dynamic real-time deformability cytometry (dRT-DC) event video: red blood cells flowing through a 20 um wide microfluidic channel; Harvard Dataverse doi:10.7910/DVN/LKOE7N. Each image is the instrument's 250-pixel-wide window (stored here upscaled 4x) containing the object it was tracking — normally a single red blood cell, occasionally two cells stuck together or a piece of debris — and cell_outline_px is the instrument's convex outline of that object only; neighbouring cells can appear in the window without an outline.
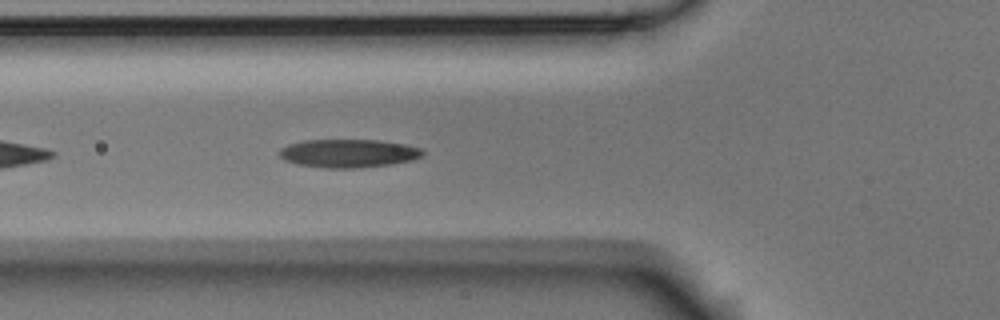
{"species": "Egyptian fruit bat (a non-hibernating species)", "species_latin": "Rousettus aegyptiacus", "temperature_condition": "room temperature", "stored_images_in_passage": 6, "camera_frame_rate_fps": 3000, "um_per_image_px": 0.085, "animal": {"sex": "male"}, "frame": {"image": 1, "passage_image": 6, "time_ms": 1.667, "image_size_px": [1000, 320], "cell_outline_px": [[424, 152], [420, 156], [412, 160], [388, 164], [360, 168], [324, 168], [296, 164], [284, 160], [280, 156], [280, 148], [288, 144], [304, 140], [380, 140], [404, 144], [420, 148]], "centroid_in_image_um": [29.57, 13.03], "position_along_channel_um": 96.2, "area_um2": 23.58}}